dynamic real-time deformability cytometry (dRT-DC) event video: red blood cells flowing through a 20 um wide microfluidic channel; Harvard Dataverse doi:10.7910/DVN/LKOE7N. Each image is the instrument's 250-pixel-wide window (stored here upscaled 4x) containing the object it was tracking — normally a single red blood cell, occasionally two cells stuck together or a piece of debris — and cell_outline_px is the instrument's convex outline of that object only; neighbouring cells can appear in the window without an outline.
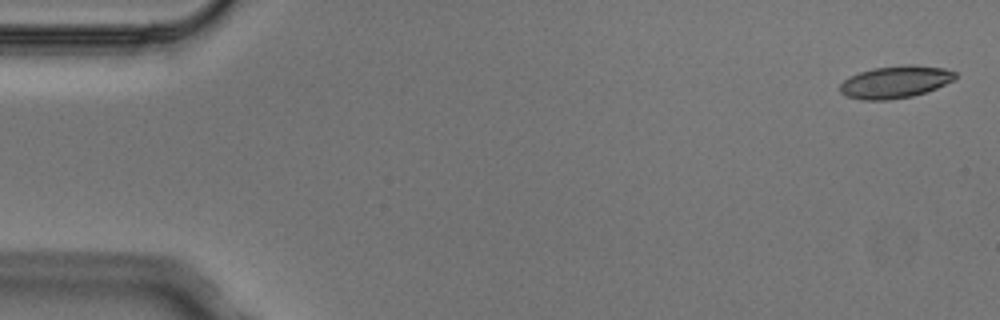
{"species": "Egyptian fruit bat (a non-hibernating species)", "species_latin": "Rousettus aegyptiacus", "temperature_condition": "cold", "stored_images_in_passage": 4, "camera_frame_rate_fps": 3000, "um_per_image_px": 0.085, "animal": {"sex": "male"}, "frame": {"image": 1, "passage_image": 1, "time_ms": 0.0, "image_size_px": [1000, 320], "cell_outline_px": [[956, 76], [952, 80], [936, 88], [912, 96], [888, 100], [860, 100], [848, 96], [840, 92], [840, 84], [844, 80], [860, 72], [872, 68], [904, 64], [916, 64], [944, 68], [956, 72]], "centroid_in_image_um": [76.09, 6.95], "position_along_channel_um": 8.9, "area_um2": 21.62}}
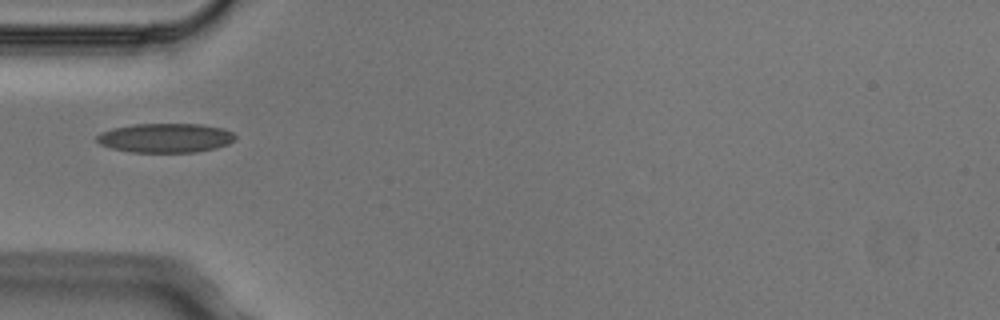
{"frame": {"image": 2, "passage_image": 4, "time_ms": 1.0, "image_size_px": [1000, 320], "cell_outline_px": [[236, 140], [228, 144], [216, 148], [196, 152], [132, 152], [112, 148], [100, 144], [96, 140], [96, 136], [100, 132], [112, 128], [136, 124], [204, 124], [220, 128], [232, 132], [236, 136]], "centroid_in_image_um": [14.07, 11.72], "position_along_channel_um": 70.9, "area_um2": 23.64}}